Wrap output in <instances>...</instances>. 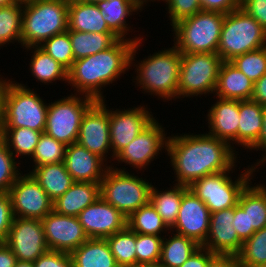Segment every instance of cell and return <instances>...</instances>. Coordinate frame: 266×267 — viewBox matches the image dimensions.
I'll use <instances>...</instances> for the list:
<instances>
[{
	"instance_id": "6da1fadb",
	"label": "cell",
	"mask_w": 266,
	"mask_h": 267,
	"mask_svg": "<svg viewBox=\"0 0 266 267\" xmlns=\"http://www.w3.org/2000/svg\"><path fill=\"white\" fill-rule=\"evenodd\" d=\"M178 134L168 135L166 149L175 184L189 187L206 175L236 169L238 151L227 142L207 132Z\"/></svg>"
},
{
	"instance_id": "7a4b0ae2",
	"label": "cell",
	"mask_w": 266,
	"mask_h": 267,
	"mask_svg": "<svg viewBox=\"0 0 266 267\" xmlns=\"http://www.w3.org/2000/svg\"><path fill=\"white\" fill-rule=\"evenodd\" d=\"M134 43L118 39L104 51L75 60L67 71V85L71 86L74 94L86 95L95 100H105L104 88L116 82L122 73L124 75L129 71Z\"/></svg>"
},
{
	"instance_id": "3957f363",
	"label": "cell",
	"mask_w": 266,
	"mask_h": 267,
	"mask_svg": "<svg viewBox=\"0 0 266 267\" xmlns=\"http://www.w3.org/2000/svg\"><path fill=\"white\" fill-rule=\"evenodd\" d=\"M143 38L137 40L132 48L130 57V68H135L136 76L132 77L135 85L139 86L142 93L153 95L161 98L163 101L168 102L178 99V83L181 65V53L175 47L163 48L154 52L152 55L137 61L136 54L141 48ZM140 46V47H139ZM136 60V61H135ZM135 61V62H133ZM136 77V78H135ZM136 80V81H135ZM144 91V92H143Z\"/></svg>"
},
{
	"instance_id": "277c9868",
	"label": "cell",
	"mask_w": 266,
	"mask_h": 267,
	"mask_svg": "<svg viewBox=\"0 0 266 267\" xmlns=\"http://www.w3.org/2000/svg\"><path fill=\"white\" fill-rule=\"evenodd\" d=\"M68 7L63 0L23 2L22 48L39 46L52 36L67 31Z\"/></svg>"
},
{
	"instance_id": "5b68a950",
	"label": "cell",
	"mask_w": 266,
	"mask_h": 267,
	"mask_svg": "<svg viewBox=\"0 0 266 267\" xmlns=\"http://www.w3.org/2000/svg\"><path fill=\"white\" fill-rule=\"evenodd\" d=\"M4 77V127L44 133L48 104L34 89ZM45 101V102H44Z\"/></svg>"
},
{
	"instance_id": "8992f818",
	"label": "cell",
	"mask_w": 266,
	"mask_h": 267,
	"mask_svg": "<svg viewBox=\"0 0 266 267\" xmlns=\"http://www.w3.org/2000/svg\"><path fill=\"white\" fill-rule=\"evenodd\" d=\"M225 14L200 11L172 26L173 45L185 53H217Z\"/></svg>"
},
{
	"instance_id": "52a82bcc",
	"label": "cell",
	"mask_w": 266,
	"mask_h": 267,
	"mask_svg": "<svg viewBox=\"0 0 266 267\" xmlns=\"http://www.w3.org/2000/svg\"><path fill=\"white\" fill-rule=\"evenodd\" d=\"M112 165L100 182V196L129 217L141 206L149 203L152 182L129 173L125 167L119 169L114 167L115 164Z\"/></svg>"
},
{
	"instance_id": "ba28073f",
	"label": "cell",
	"mask_w": 266,
	"mask_h": 267,
	"mask_svg": "<svg viewBox=\"0 0 266 267\" xmlns=\"http://www.w3.org/2000/svg\"><path fill=\"white\" fill-rule=\"evenodd\" d=\"M266 46V30L244 9L225 14L217 54L223 61Z\"/></svg>"
},
{
	"instance_id": "9c48e42d",
	"label": "cell",
	"mask_w": 266,
	"mask_h": 267,
	"mask_svg": "<svg viewBox=\"0 0 266 267\" xmlns=\"http://www.w3.org/2000/svg\"><path fill=\"white\" fill-rule=\"evenodd\" d=\"M256 170L258 172L259 168L248 165L238 177H233L235 180L231 175L235 170L206 175L188 188L206 204L210 213L232 208L238 204L241 192L253 180Z\"/></svg>"
},
{
	"instance_id": "30bf717a",
	"label": "cell",
	"mask_w": 266,
	"mask_h": 267,
	"mask_svg": "<svg viewBox=\"0 0 266 267\" xmlns=\"http://www.w3.org/2000/svg\"><path fill=\"white\" fill-rule=\"evenodd\" d=\"M222 62L217 53L182 54L178 99L214 94Z\"/></svg>"
},
{
	"instance_id": "8fae6325",
	"label": "cell",
	"mask_w": 266,
	"mask_h": 267,
	"mask_svg": "<svg viewBox=\"0 0 266 267\" xmlns=\"http://www.w3.org/2000/svg\"><path fill=\"white\" fill-rule=\"evenodd\" d=\"M67 96L49 101L44 133L69 146L77 143L82 118L96 100L72 92Z\"/></svg>"
},
{
	"instance_id": "7c38bea8",
	"label": "cell",
	"mask_w": 266,
	"mask_h": 267,
	"mask_svg": "<svg viewBox=\"0 0 266 267\" xmlns=\"http://www.w3.org/2000/svg\"><path fill=\"white\" fill-rule=\"evenodd\" d=\"M156 119L115 157V163H125L137 171L146 170L159 154L167 150L168 136L165 127ZM166 132V133H165ZM167 136V137H166ZM165 149V150H164ZM138 169V170H137Z\"/></svg>"
},
{
	"instance_id": "4fadbf2b",
	"label": "cell",
	"mask_w": 266,
	"mask_h": 267,
	"mask_svg": "<svg viewBox=\"0 0 266 267\" xmlns=\"http://www.w3.org/2000/svg\"><path fill=\"white\" fill-rule=\"evenodd\" d=\"M105 101L96 100L87 109L81 121L77 143L105 161L110 158L109 163L113 164L109 130V106ZM107 154L110 156L108 157Z\"/></svg>"
},
{
	"instance_id": "5bb4252c",
	"label": "cell",
	"mask_w": 266,
	"mask_h": 267,
	"mask_svg": "<svg viewBox=\"0 0 266 267\" xmlns=\"http://www.w3.org/2000/svg\"><path fill=\"white\" fill-rule=\"evenodd\" d=\"M14 217L43 219L53 210V201L27 171L9 190Z\"/></svg>"
},
{
	"instance_id": "9a60e30c",
	"label": "cell",
	"mask_w": 266,
	"mask_h": 267,
	"mask_svg": "<svg viewBox=\"0 0 266 267\" xmlns=\"http://www.w3.org/2000/svg\"><path fill=\"white\" fill-rule=\"evenodd\" d=\"M141 105L126 109H109V130L113 160L122 149L155 120L152 112L149 111L150 108L147 105Z\"/></svg>"
},
{
	"instance_id": "2e32d148",
	"label": "cell",
	"mask_w": 266,
	"mask_h": 267,
	"mask_svg": "<svg viewBox=\"0 0 266 267\" xmlns=\"http://www.w3.org/2000/svg\"><path fill=\"white\" fill-rule=\"evenodd\" d=\"M4 243L18 261L34 262L49 250L41 219L14 217Z\"/></svg>"
},
{
	"instance_id": "e0dca14e",
	"label": "cell",
	"mask_w": 266,
	"mask_h": 267,
	"mask_svg": "<svg viewBox=\"0 0 266 267\" xmlns=\"http://www.w3.org/2000/svg\"><path fill=\"white\" fill-rule=\"evenodd\" d=\"M41 222L49 250L71 254L89 239L75 216L61 215L52 210Z\"/></svg>"
},
{
	"instance_id": "ac0fdd59",
	"label": "cell",
	"mask_w": 266,
	"mask_h": 267,
	"mask_svg": "<svg viewBox=\"0 0 266 267\" xmlns=\"http://www.w3.org/2000/svg\"><path fill=\"white\" fill-rule=\"evenodd\" d=\"M210 214L206 204L188 189L182 196L177 220L170 231L202 245L209 232Z\"/></svg>"
},
{
	"instance_id": "d6986e66",
	"label": "cell",
	"mask_w": 266,
	"mask_h": 267,
	"mask_svg": "<svg viewBox=\"0 0 266 267\" xmlns=\"http://www.w3.org/2000/svg\"><path fill=\"white\" fill-rule=\"evenodd\" d=\"M77 218L88 238L106 239L127 226V217L101 196Z\"/></svg>"
},
{
	"instance_id": "ffe728a7",
	"label": "cell",
	"mask_w": 266,
	"mask_h": 267,
	"mask_svg": "<svg viewBox=\"0 0 266 267\" xmlns=\"http://www.w3.org/2000/svg\"><path fill=\"white\" fill-rule=\"evenodd\" d=\"M234 207L210 214L209 232L202 247L214 254L238 255L243 241L238 237L234 226Z\"/></svg>"
},
{
	"instance_id": "44dd1931",
	"label": "cell",
	"mask_w": 266,
	"mask_h": 267,
	"mask_svg": "<svg viewBox=\"0 0 266 267\" xmlns=\"http://www.w3.org/2000/svg\"><path fill=\"white\" fill-rule=\"evenodd\" d=\"M209 108L205 117L206 122L208 120L209 131L207 134L227 142L236 151L240 121L239 100L216 97V102Z\"/></svg>"
},
{
	"instance_id": "7402d4cb",
	"label": "cell",
	"mask_w": 266,
	"mask_h": 267,
	"mask_svg": "<svg viewBox=\"0 0 266 267\" xmlns=\"http://www.w3.org/2000/svg\"><path fill=\"white\" fill-rule=\"evenodd\" d=\"M107 163L78 143L66 148L64 164L75 182H101L110 167Z\"/></svg>"
},
{
	"instance_id": "603a6c76",
	"label": "cell",
	"mask_w": 266,
	"mask_h": 267,
	"mask_svg": "<svg viewBox=\"0 0 266 267\" xmlns=\"http://www.w3.org/2000/svg\"><path fill=\"white\" fill-rule=\"evenodd\" d=\"M254 83L230 61H223L218 74L214 96L231 100H251Z\"/></svg>"
},
{
	"instance_id": "cb8c5ba5",
	"label": "cell",
	"mask_w": 266,
	"mask_h": 267,
	"mask_svg": "<svg viewBox=\"0 0 266 267\" xmlns=\"http://www.w3.org/2000/svg\"><path fill=\"white\" fill-rule=\"evenodd\" d=\"M100 197V182H74L55 201L53 210L61 215L75 216Z\"/></svg>"
},
{
	"instance_id": "d4e9b609",
	"label": "cell",
	"mask_w": 266,
	"mask_h": 267,
	"mask_svg": "<svg viewBox=\"0 0 266 267\" xmlns=\"http://www.w3.org/2000/svg\"><path fill=\"white\" fill-rule=\"evenodd\" d=\"M97 6L99 7L100 13L106 21L109 29L119 39H125L133 42L142 39L140 34L138 37L135 35L133 38L129 35V31L132 27L129 23L127 24L128 20L126 19L134 15V12H137V14L138 11L141 12V10H139L130 0H104L98 2Z\"/></svg>"
},
{
	"instance_id": "484cf974",
	"label": "cell",
	"mask_w": 266,
	"mask_h": 267,
	"mask_svg": "<svg viewBox=\"0 0 266 267\" xmlns=\"http://www.w3.org/2000/svg\"><path fill=\"white\" fill-rule=\"evenodd\" d=\"M68 30L91 32V33H113L95 3L75 2L68 7Z\"/></svg>"
},
{
	"instance_id": "4316f807",
	"label": "cell",
	"mask_w": 266,
	"mask_h": 267,
	"mask_svg": "<svg viewBox=\"0 0 266 267\" xmlns=\"http://www.w3.org/2000/svg\"><path fill=\"white\" fill-rule=\"evenodd\" d=\"M28 171L52 201L62 196L75 182L64 162L38 166Z\"/></svg>"
},
{
	"instance_id": "83f0119b",
	"label": "cell",
	"mask_w": 266,
	"mask_h": 267,
	"mask_svg": "<svg viewBox=\"0 0 266 267\" xmlns=\"http://www.w3.org/2000/svg\"><path fill=\"white\" fill-rule=\"evenodd\" d=\"M71 257L73 267H119L106 239L89 238Z\"/></svg>"
},
{
	"instance_id": "f1b7e54d",
	"label": "cell",
	"mask_w": 266,
	"mask_h": 267,
	"mask_svg": "<svg viewBox=\"0 0 266 267\" xmlns=\"http://www.w3.org/2000/svg\"><path fill=\"white\" fill-rule=\"evenodd\" d=\"M263 109L264 106L252 100L239 101L238 147L250 149L259 140Z\"/></svg>"
},
{
	"instance_id": "f546056e",
	"label": "cell",
	"mask_w": 266,
	"mask_h": 267,
	"mask_svg": "<svg viewBox=\"0 0 266 267\" xmlns=\"http://www.w3.org/2000/svg\"><path fill=\"white\" fill-rule=\"evenodd\" d=\"M252 183L241 192L238 205L248 212L249 228L257 231L266 227V185Z\"/></svg>"
},
{
	"instance_id": "4dcf8cb0",
	"label": "cell",
	"mask_w": 266,
	"mask_h": 267,
	"mask_svg": "<svg viewBox=\"0 0 266 267\" xmlns=\"http://www.w3.org/2000/svg\"><path fill=\"white\" fill-rule=\"evenodd\" d=\"M154 186L152 185L151 188L149 202L156 208L166 225L171 228L177 220L182 196L189 188L188 186L173 184L160 191L157 186Z\"/></svg>"
},
{
	"instance_id": "1f68e13d",
	"label": "cell",
	"mask_w": 266,
	"mask_h": 267,
	"mask_svg": "<svg viewBox=\"0 0 266 267\" xmlns=\"http://www.w3.org/2000/svg\"><path fill=\"white\" fill-rule=\"evenodd\" d=\"M23 49L28 52L30 50V53H33L29 63V70L38 83L49 86L50 83L57 82V80L67 82V70L39 46H30Z\"/></svg>"
},
{
	"instance_id": "d6a6232c",
	"label": "cell",
	"mask_w": 266,
	"mask_h": 267,
	"mask_svg": "<svg viewBox=\"0 0 266 267\" xmlns=\"http://www.w3.org/2000/svg\"><path fill=\"white\" fill-rule=\"evenodd\" d=\"M171 233V234H170ZM162 241L159 263L164 267H180L201 245L195 240L176 234L167 233Z\"/></svg>"
},
{
	"instance_id": "836d02e7",
	"label": "cell",
	"mask_w": 266,
	"mask_h": 267,
	"mask_svg": "<svg viewBox=\"0 0 266 267\" xmlns=\"http://www.w3.org/2000/svg\"><path fill=\"white\" fill-rule=\"evenodd\" d=\"M74 60L82 59L104 51L119 38L114 33H87L69 30Z\"/></svg>"
},
{
	"instance_id": "e575fe53",
	"label": "cell",
	"mask_w": 266,
	"mask_h": 267,
	"mask_svg": "<svg viewBox=\"0 0 266 267\" xmlns=\"http://www.w3.org/2000/svg\"><path fill=\"white\" fill-rule=\"evenodd\" d=\"M127 226L135 233L162 236L170 232V228L157 213L156 208L149 202L141 206L127 217Z\"/></svg>"
},
{
	"instance_id": "d590c367",
	"label": "cell",
	"mask_w": 266,
	"mask_h": 267,
	"mask_svg": "<svg viewBox=\"0 0 266 267\" xmlns=\"http://www.w3.org/2000/svg\"><path fill=\"white\" fill-rule=\"evenodd\" d=\"M41 134L30 128H3L1 139L15 158L20 156L22 160H28L34 154Z\"/></svg>"
},
{
	"instance_id": "8d00e7d4",
	"label": "cell",
	"mask_w": 266,
	"mask_h": 267,
	"mask_svg": "<svg viewBox=\"0 0 266 267\" xmlns=\"http://www.w3.org/2000/svg\"><path fill=\"white\" fill-rule=\"evenodd\" d=\"M23 1L0 7V48L10 43L22 46Z\"/></svg>"
},
{
	"instance_id": "74e56055",
	"label": "cell",
	"mask_w": 266,
	"mask_h": 267,
	"mask_svg": "<svg viewBox=\"0 0 266 267\" xmlns=\"http://www.w3.org/2000/svg\"><path fill=\"white\" fill-rule=\"evenodd\" d=\"M119 267L137 266L136 233L128 226L106 238Z\"/></svg>"
},
{
	"instance_id": "f35d334b",
	"label": "cell",
	"mask_w": 266,
	"mask_h": 267,
	"mask_svg": "<svg viewBox=\"0 0 266 267\" xmlns=\"http://www.w3.org/2000/svg\"><path fill=\"white\" fill-rule=\"evenodd\" d=\"M67 146L53 137L42 133L39 142L36 145V149L32 157L29 159L32 161V167L49 165L59 162H64Z\"/></svg>"
},
{
	"instance_id": "ab89813d",
	"label": "cell",
	"mask_w": 266,
	"mask_h": 267,
	"mask_svg": "<svg viewBox=\"0 0 266 267\" xmlns=\"http://www.w3.org/2000/svg\"><path fill=\"white\" fill-rule=\"evenodd\" d=\"M237 256L241 266H266V227L244 241Z\"/></svg>"
},
{
	"instance_id": "60d3db41",
	"label": "cell",
	"mask_w": 266,
	"mask_h": 267,
	"mask_svg": "<svg viewBox=\"0 0 266 267\" xmlns=\"http://www.w3.org/2000/svg\"><path fill=\"white\" fill-rule=\"evenodd\" d=\"M39 47L67 71L75 61L71 40L69 38V30L52 36L39 45Z\"/></svg>"
},
{
	"instance_id": "b9f144b4",
	"label": "cell",
	"mask_w": 266,
	"mask_h": 267,
	"mask_svg": "<svg viewBox=\"0 0 266 267\" xmlns=\"http://www.w3.org/2000/svg\"><path fill=\"white\" fill-rule=\"evenodd\" d=\"M230 62L247 76L248 79L255 83L266 74V46L236 56Z\"/></svg>"
},
{
	"instance_id": "7bdbcfd3",
	"label": "cell",
	"mask_w": 266,
	"mask_h": 267,
	"mask_svg": "<svg viewBox=\"0 0 266 267\" xmlns=\"http://www.w3.org/2000/svg\"><path fill=\"white\" fill-rule=\"evenodd\" d=\"M9 151L5 142L0 139V193H8L18 176L22 173L20 162Z\"/></svg>"
},
{
	"instance_id": "ee69618b",
	"label": "cell",
	"mask_w": 266,
	"mask_h": 267,
	"mask_svg": "<svg viewBox=\"0 0 266 267\" xmlns=\"http://www.w3.org/2000/svg\"><path fill=\"white\" fill-rule=\"evenodd\" d=\"M162 236L136 233L137 266L140 264L157 263L160 260Z\"/></svg>"
},
{
	"instance_id": "f6af8a7d",
	"label": "cell",
	"mask_w": 266,
	"mask_h": 267,
	"mask_svg": "<svg viewBox=\"0 0 266 267\" xmlns=\"http://www.w3.org/2000/svg\"><path fill=\"white\" fill-rule=\"evenodd\" d=\"M166 5L170 25L202 11L199 0H162Z\"/></svg>"
},
{
	"instance_id": "bcb514c9",
	"label": "cell",
	"mask_w": 266,
	"mask_h": 267,
	"mask_svg": "<svg viewBox=\"0 0 266 267\" xmlns=\"http://www.w3.org/2000/svg\"><path fill=\"white\" fill-rule=\"evenodd\" d=\"M34 267H73L71 254L48 250L34 262Z\"/></svg>"
},
{
	"instance_id": "7dc6e473",
	"label": "cell",
	"mask_w": 266,
	"mask_h": 267,
	"mask_svg": "<svg viewBox=\"0 0 266 267\" xmlns=\"http://www.w3.org/2000/svg\"><path fill=\"white\" fill-rule=\"evenodd\" d=\"M14 219L9 193H0V239L5 242Z\"/></svg>"
},
{
	"instance_id": "c3c4849f",
	"label": "cell",
	"mask_w": 266,
	"mask_h": 267,
	"mask_svg": "<svg viewBox=\"0 0 266 267\" xmlns=\"http://www.w3.org/2000/svg\"><path fill=\"white\" fill-rule=\"evenodd\" d=\"M232 225L243 242L256 232L254 228H249L248 212H245L238 204L234 206Z\"/></svg>"
},
{
	"instance_id": "681fc988",
	"label": "cell",
	"mask_w": 266,
	"mask_h": 267,
	"mask_svg": "<svg viewBox=\"0 0 266 267\" xmlns=\"http://www.w3.org/2000/svg\"><path fill=\"white\" fill-rule=\"evenodd\" d=\"M240 7L266 30V0H240Z\"/></svg>"
},
{
	"instance_id": "f907efd6",
	"label": "cell",
	"mask_w": 266,
	"mask_h": 267,
	"mask_svg": "<svg viewBox=\"0 0 266 267\" xmlns=\"http://www.w3.org/2000/svg\"><path fill=\"white\" fill-rule=\"evenodd\" d=\"M202 11L230 13L240 7V0H199Z\"/></svg>"
},
{
	"instance_id": "816d5d0a",
	"label": "cell",
	"mask_w": 266,
	"mask_h": 267,
	"mask_svg": "<svg viewBox=\"0 0 266 267\" xmlns=\"http://www.w3.org/2000/svg\"><path fill=\"white\" fill-rule=\"evenodd\" d=\"M213 255L214 253L201 246L180 267H207Z\"/></svg>"
},
{
	"instance_id": "f5cc1de1",
	"label": "cell",
	"mask_w": 266,
	"mask_h": 267,
	"mask_svg": "<svg viewBox=\"0 0 266 267\" xmlns=\"http://www.w3.org/2000/svg\"><path fill=\"white\" fill-rule=\"evenodd\" d=\"M263 151L265 152L260 159H257L254 164V167L258 168L259 166L264 168V164L266 163V106L263 109V120H262V130L259 136V140L249 149L250 151Z\"/></svg>"
},
{
	"instance_id": "db71d44e",
	"label": "cell",
	"mask_w": 266,
	"mask_h": 267,
	"mask_svg": "<svg viewBox=\"0 0 266 267\" xmlns=\"http://www.w3.org/2000/svg\"><path fill=\"white\" fill-rule=\"evenodd\" d=\"M207 267H242L238 256L232 254H214Z\"/></svg>"
},
{
	"instance_id": "11a10c76",
	"label": "cell",
	"mask_w": 266,
	"mask_h": 267,
	"mask_svg": "<svg viewBox=\"0 0 266 267\" xmlns=\"http://www.w3.org/2000/svg\"><path fill=\"white\" fill-rule=\"evenodd\" d=\"M251 100L259 103L261 106H266V74L254 83Z\"/></svg>"
},
{
	"instance_id": "9f6ffc18",
	"label": "cell",
	"mask_w": 266,
	"mask_h": 267,
	"mask_svg": "<svg viewBox=\"0 0 266 267\" xmlns=\"http://www.w3.org/2000/svg\"><path fill=\"white\" fill-rule=\"evenodd\" d=\"M17 262L12 250L3 242L0 245V267H14Z\"/></svg>"
},
{
	"instance_id": "6f0895ef",
	"label": "cell",
	"mask_w": 266,
	"mask_h": 267,
	"mask_svg": "<svg viewBox=\"0 0 266 267\" xmlns=\"http://www.w3.org/2000/svg\"><path fill=\"white\" fill-rule=\"evenodd\" d=\"M4 127V76L0 74V139Z\"/></svg>"
},
{
	"instance_id": "680465c9",
	"label": "cell",
	"mask_w": 266,
	"mask_h": 267,
	"mask_svg": "<svg viewBox=\"0 0 266 267\" xmlns=\"http://www.w3.org/2000/svg\"><path fill=\"white\" fill-rule=\"evenodd\" d=\"M141 12L144 10L145 6L149 4V2H156V1H161V0H130Z\"/></svg>"
},
{
	"instance_id": "91938a15",
	"label": "cell",
	"mask_w": 266,
	"mask_h": 267,
	"mask_svg": "<svg viewBox=\"0 0 266 267\" xmlns=\"http://www.w3.org/2000/svg\"><path fill=\"white\" fill-rule=\"evenodd\" d=\"M14 267H34L33 262L18 261Z\"/></svg>"
},
{
	"instance_id": "94428289",
	"label": "cell",
	"mask_w": 266,
	"mask_h": 267,
	"mask_svg": "<svg viewBox=\"0 0 266 267\" xmlns=\"http://www.w3.org/2000/svg\"><path fill=\"white\" fill-rule=\"evenodd\" d=\"M22 0H0V7L21 2Z\"/></svg>"
},
{
	"instance_id": "6125c7cd",
	"label": "cell",
	"mask_w": 266,
	"mask_h": 267,
	"mask_svg": "<svg viewBox=\"0 0 266 267\" xmlns=\"http://www.w3.org/2000/svg\"><path fill=\"white\" fill-rule=\"evenodd\" d=\"M135 267H164V266L161 265L159 262H157V263L140 264Z\"/></svg>"
},
{
	"instance_id": "be15d7a7",
	"label": "cell",
	"mask_w": 266,
	"mask_h": 267,
	"mask_svg": "<svg viewBox=\"0 0 266 267\" xmlns=\"http://www.w3.org/2000/svg\"><path fill=\"white\" fill-rule=\"evenodd\" d=\"M68 4L75 3V2H87V0H63Z\"/></svg>"
},
{
	"instance_id": "e7e4bbea",
	"label": "cell",
	"mask_w": 266,
	"mask_h": 267,
	"mask_svg": "<svg viewBox=\"0 0 266 267\" xmlns=\"http://www.w3.org/2000/svg\"><path fill=\"white\" fill-rule=\"evenodd\" d=\"M100 1H104V0H87V2H89V3H95V4H97Z\"/></svg>"
},
{
	"instance_id": "03108f58",
	"label": "cell",
	"mask_w": 266,
	"mask_h": 267,
	"mask_svg": "<svg viewBox=\"0 0 266 267\" xmlns=\"http://www.w3.org/2000/svg\"><path fill=\"white\" fill-rule=\"evenodd\" d=\"M242 267H266V266H242Z\"/></svg>"
}]
</instances>
